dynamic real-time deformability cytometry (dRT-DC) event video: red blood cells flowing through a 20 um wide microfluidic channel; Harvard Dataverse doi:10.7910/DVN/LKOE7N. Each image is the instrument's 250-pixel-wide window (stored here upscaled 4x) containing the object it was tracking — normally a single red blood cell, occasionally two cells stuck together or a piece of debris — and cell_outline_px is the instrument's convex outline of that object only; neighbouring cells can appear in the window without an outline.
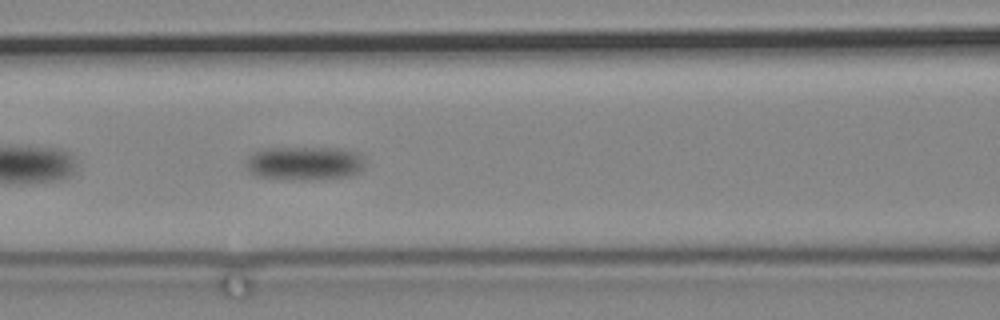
{"species": "common noctule bat (a hibernating species)", "species_latin": "Nyctalus noctula", "temperature_condition": "cold", "stored_images_in_passage": 57, "camera_frame_rate_fps": 3000, "um_per_image_px": 0.085, "animal": {"sex": "male", "body_mass_g": 19.2, "forearm_length_mm": 51.8}, "frame": {"image": 1, "passage_image": 14, "time_ms": 4.333, "image_size_px": [1000, 320], "cell_outline_px": [[364, 168], [360, 172], [348, 176], [312, 180], [300, 180], [256, 176], [244, 164], [252, 152], [264, 148], [344, 148], [360, 152], [364, 160]], "centroid_in_image_um": [25.93, 13.86], "position_along_channel_um": 140.7, "area_um2": 23.7}}
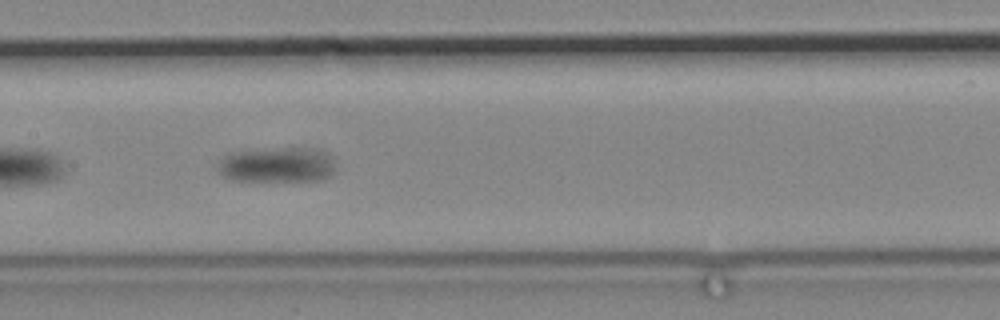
{"frame": {"image": 2, "passage_image": 19, "time_ms": 6.0, "image_size_px": [1000, 320], "cell_outline_px": [[332, 172], [328, 176], [320, 180], [232, 180], [224, 176], [216, 168], [216, 164], [228, 152], [280, 148], [296, 148], [324, 152], [332, 164]], "centroid_in_image_um": [23.42, 14.02], "position_along_channel_um": 184.0, "area_um2": 23.35}}
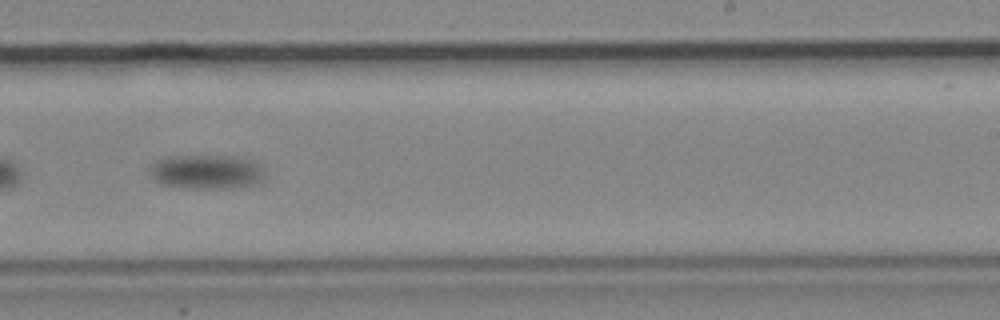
{"frame": {"image": 3, "passage_image": 29, "time_ms": 9.333, "image_size_px": [1000, 320], "cell_outline_px": [[264, 180], [252, 184], [232, 188], [196, 188], [168, 184], [156, 180], [152, 176], [152, 164], [168, 156], [244, 156], [252, 160], [264, 172]], "centroid_in_image_um": [17.64, 14.58], "position_along_channel_um": 271.4, "area_um2": 22.43}}